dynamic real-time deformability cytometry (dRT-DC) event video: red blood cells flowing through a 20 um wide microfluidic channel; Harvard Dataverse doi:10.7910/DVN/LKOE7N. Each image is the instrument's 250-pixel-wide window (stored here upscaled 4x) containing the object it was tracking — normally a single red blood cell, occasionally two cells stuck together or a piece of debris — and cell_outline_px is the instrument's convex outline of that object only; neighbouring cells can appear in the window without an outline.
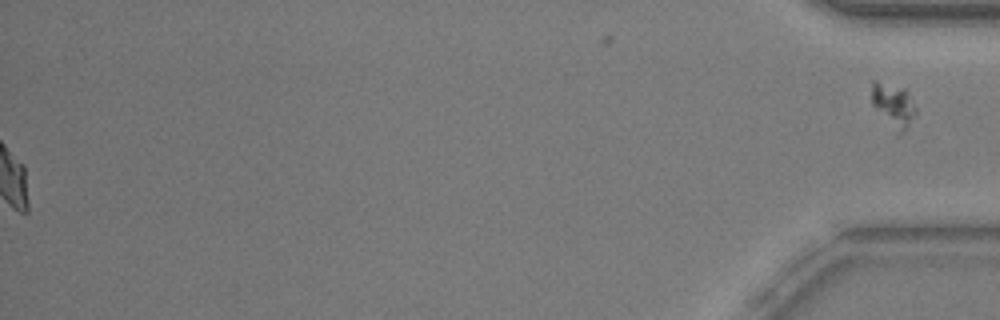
{"species": "common noctule bat (a hibernating species)", "species_latin": "Nyctalus noctula", "temperature_condition": "warm", "stored_images_in_passage": 53, "segment_of_instrument_passage": [2, 2], "camera_frame_rate_fps": 3000, "um_per_image_px": 0.085, "animal": {"sex": "male", "body_mass_g": 20.5, "forearm_length_mm": 52.5}, "frame": {"image": 1, "passage_image": 53, "time_ms": 17.333, "image_size_px": [1000, 320], "cell_outline_px": [[916, 112], [908, 124], [896, 136], [872, 104], [872, 80], [876, 80], [904, 88], [916, 108]], "centroid_in_image_um": [75.89, 8.94], "position_along_channel_um": 359.3, "area_um2": 11.1}}